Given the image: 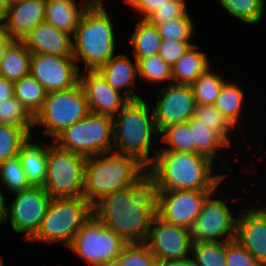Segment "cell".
Returning <instances> with one entry per match:
<instances>
[{
    "label": "cell",
    "instance_id": "1",
    "mask_svg": "<svg viewBox=\"0 0 266 266\" xmlns=\"http://www.w3.org/2000/svg\"><path fill=\"white\" fill-rule=\"evenodd\" d=\"M158 187L146 170L129 187L106 195L93 206V214L127 244L145 243L157 215Z\"/></svg>",
    "mask_w": 266,
    "mask_h": 266
},
{
    "label": "cell",
    "instance_id": "2",
    "mask_svg": "<svg viewBox=\"0 0 266 266\" xmlns=\"http://www.w3.org/2000/svg\"><path fill=\"white\" fill-rule=\"evenodd\" d=\"M215 165L198 153L158 151L146 170L155 178L158 190H217L228 173L218 174L222 169Z\"/></svg>",
    "mask_w": 266,
    "mask_h": 266
},
{
    "label": "cell",
    "instance_id": "3",
    "mask_svg": "<svg viewBox=\"0 0 266 266\" xmlns=\"http://www.w3.org/2000/svg\"><path fill=\"white\" fill-rule=\"evenodd\" d=\"M148 101V102H147ZM130 100L113 117V152L134 157L146 169L154 162L159 132L151 102Z\"/></svg>",
    "mask_w": 266,
    "mask_h": 266
},
{
    "label": "cell",
    "instance_id": "4",
    "mask_svg": "<svg viewBox=\"0 0 266 266\" xmlns=\"http://www.w3.org/2000/svg\"><path fill=\"white\" fill-rule=\"evenodd\" d=\"M111 17L104 0H94L84 11L72 35L73 57L80 72L98 70L117 54V30Z\"/></svg>",
    "mask_w": 266,
    "mask_h": 266
},
{
    "label": "cell",
    "instance_id": "5",
    "mask_svg": "<svg viewBox=\"0 0 266 266\" xmlns=\"http://www.w3.org/2000/svg\"><path fill=\"white\" fill-rule=\"evenodd\" d=\"M145 171L134 157L113 151L87 157L83 197L94 206L106 195L129 187Z\"/></svg>",
    "mask_w": 266,
    "mask_h": 266
},
{
    "label": "cell",
    "instance_id": "6",
    "mask_svg": "<svg viewBox=\"0 0 266 266\" xmlns=\"http://www.w3.org/2000/svg\"><path fill=\"white\" fill-rule=\"evenodd\" d=\"M93 214V206L82 196L51 198L36 234L29 242L53 245L72 244L77 231Z\"/></svg>",
    "mask_w": 266,
    "mask_h": 266
},
{
    "label": "cell",
    "instance_id": "7",
    "mask_svg": "<svg viewBox=\"0 0 266 266\" xmlns=\"http://www.w3.org/2000/svg\"><path fill=\"white\" fill-rule=\"evenodd\" d=\"M89 113V104L80 83L66 90L49 92L41 110L33 118L34 131L37 126L43 127L41 136L45 135L52 141L64 129L84 119Z\"/></svg>",
    "mask_w": 266,
    "mask_h": 266
},
{
    "label": "cell",
    "instance_id": "8",
    "mask_svg": "<svg viewBox=\"0 0 266 266\" xmlns=\"http://www.w3.org/2000/svg\"><path fill=\"white\" fill-rule=\"evenodd\" d=\"M58 148L84 157L113 151V117L89 113L64 129L53 140Z\"/></svg>",
    "mask_w": 266,
    "mask_h": 266
},
{
    "label": "cell",
    "instance_id": "9",
    "mask_svg": "<svg viewBox=\"0 0 266 266\" xmlns=\"http://www.w3.org/2000/svg\"><path fill=\"white\" fill-rule=\"evenodd\" d=\"M126 244L92 214L77 231L68 249L84 262L85 266H101L117 260Z\"/></svg>",
    "mask_w": 266,
    "mask_h": 266
},
{
    "label": "cell",
    "instance_id": "10",
    "mask_svg": "<svg viewBox=\"0 0 266 266\" xmlns=\"http://www.w3.org/2000/svg\"><path fill=\"white\" fill-rule=\"evenodd\" d=\"M86 157L49 143L47 176L43 188L52 198L83 196V175Z\"/></svg>",
    "mask_w": 266,
    "mask_h": 266
},
{
    "label": "cell",
    "instance_id": "11",
    "mask_svg": "<svg viewBox=\"0 0 266 266\" xmlns=\"http://www.w3.org/2000/svg\"><path fill=\"white\" fill-rule=\"evenodd\" d=\"M14 198L8 203L4 198L3 224L10 225L14 234H24L22 237L29 241L38 231L51 196L40 186H31L27 189L10 195Z\"/></svg>",
    "mask_w": 266,
    "mask_h": 266
},
{
    "label": "cell",
    "instance_id": "12",
    "mask_svg": "<svg viewBox=\"0 0 266 266\" xmlns=\"http://www.w3.org/2000/svg\"><path fill=\"white\" fill-rule=\"evenodd\" d=\"M222 186L224 187V183L204 201L201 212L190 229L193 242L229 241L235 238L240 210L232 211V206L228 204L229 198L224 200L223 192H220Z\"/></svg>",
    "mask_w": 266,
    "mask_h": 266
},
{
    "label": "cell",
    "instance_id": "13",
    "mask_svg": "<svg viewBox=\"0 0 266 266\" xmlns=\"http://www.w3.org/2000/svg\"><path fill=\"white\" fill-rule=\"evenodd\" d=\"M158 97L152 105L155 125L160 133L165 127L186 123L196 109L191 85L169 84L157 89Z\"/></svg>",
    "mask_w": 266,
    "mask_h": 266
},
{
    "label": "cell",
    "instance_id": "14",
    "mask_svg": "<svg viewBox=\"0 0 266 266\" xmlns=\"http://www.w3.org/2000/svg\"><path fill=\"white\" fill-rule=\"evenodd\" d=\"M215 190H158L157 216L191 229L204 201Z\"/></svg>",
    "mask_w": 266,
    "mask_h": 266
},
{
    "label": "cell",
    "instance_id": "15",
    "mask_svg": "<svg viewBox=\"0 0 266 266\" xmlns=\"http://www.w3.org/2000/svg\"><path fill=\"white\" fill-rule=\"evenodd\" d=\"M192 242L190 229L167 223L156 215L145 244L157 261H165L191 257Z\"/></svg>",
    "mask_w": 266,
    "mask_h": 266
},
{
    "label": "cell",
    "instance_id": "16",
    "mask_svg": "<svg viewBox=\"0 0 266 266\" xmlns=\"http://www.w3.org/2000/svg\"><path fill=\"white\" fill-rule=\"evenodd\" d=\"M30 75L37 79L49 93L77 85L80 70L74 57L32 53Z\"/></svg>",
    "mask_w": 266,
    "mask_h": 266
},
{
    "label": "cell",
    "instance_id": "17",
    "mask_svg": "<svg viewBox=\"0 0 266 266\" xmlns=\"http://www.w3.org/2000/svg\"><path fill=\"white\" fill-rule=\"evenodd\" d=\"M234 239L266 266V208L259 201L240 208Z\"/></svg>",
    "mask_w": 266,
    "mask_h": 266
},
{
    "label": "cell",
    "instance_id": "18",
    "mask_svg": "<svg viewBox=\"0 0 266 266\" xmlns=\"http://www.w3.org/2000/svg\"><path fill=\"white\" fill-rule=\"evenodd\" d=\"M79 83L91 113L114 117L130 101L123 93L113 89L98 70L81 71Z\"/></svg>",
    "mask_w": 266,
    "mask_h": 266
},
{
    "label": "cell",
    "instance_id": "19",
    "mask_svg": "<svg viewBox=\"0 0 266 266\" xmlns=\"http://www.w3.org/2000/svg\"><path fill=\"white\" fill-rule=\"evenodd\" d=\"M98 71L113 89L123 93L129 100L143 98L136 92L138 88L136 79L139 78L138 62L134 57L131 60L127 52H118L101 66Z\"/></svg>",
    "mask_w": 266,
    "mask_h": 266
},
{
    "label": "cell",
    "instance_id": "20",
    "mask_svg": "<svg viewBox=\"0 0 266 266\" xmlns=\"http://www.w3.org/2000/svg\"><path fill=\"white\" fill-rule=\"evenodd\" d=\"M21 41L31 53L73 57L72 35L46 22L35 26Z\"/></svg>",
    "mask_w": 266,
    "mask_h": 266
},
{
    "label": "cell",
    "instance_id": "21",
    "mask_svg": "<svg viewBox=\"0 0 266 266\" xmlns=\"http://www.w3.org/2000/svg\"><path fill=\"white\" fill-rule=\"evenodd\" d=\"M7 35L22 40L35 26L45 20V0H26L3 10Z\"/></svg>",
    "mask_w": 266,
    "mask_h": 266
},
{
    "label": "cell",
    "instance_id": "22",
    "mask_svg": "<svg viewBox=\"0 0 266 266\" xmlns=\"http://www.w3.org/2000/svg\"><path fill=\"white\" fill-rule=\"evenodd\" d=\"M94 0H45L44 22L73 35L79 21Z\"/></svg>",
    "mask_w": 266,
    "mask_h": 266
},
{
    "label": "cell",
    "instance_id": "23",
    "mask_svg": "<svg viewBox=\"0 0 266 266\" xmlns=\"http://www.w3.org/2000/svg\"><path fill=\"white\" fill-rule=\"evenodd\" d=\"M187 123L190 127V131H192V153L204 155L214 162H216V160H221L219 167L223 172L228 170L229 172H234L232 167L228 168L226 166V161L229 157L224 158L225 163L222 162L223 159H220V157H223L221 153L225 150L227 151L228 148L230 149V146L217 133L210 130L194 116H192Z\"/></svg>",
    "mask_w": 266,
    "mask_h": 266
},
{
    "label": "cell",
    "instance_id": "24",
    "mask_svg": "<svg viewBox=\"0 0 266 266\" xmlns=\"http://www.w3.org/2000/svg\"><path fill=\"white\" fill-rule=\"evenodd\" d=\"M49 143L38 142L30 136L21 146L18 156L31 186H44L47 176Z\"/></svg>",
    "mask_w": 266,
    "mask_h": 266
},
{
    "label": "cell",
    "instance_id": "25",
    "mask_svg": "<svg viewBox=\"0 0 266 266\" xmlns=\"http://www.w3.org/2000/svg\"><path fill=\"white\" fill-rule=\"evenodd\" d=\"M200 49L195 43L171 67L173 84L191 85L212 66L208 53Z\"/></svg>",
    "mask_w": 266,
    "mask_h": 266
},
{
    "label": "cell",
    "instance_id": "26",
    "mask_svg": "<svg viewBox=\"0 0 266 266\" xmlns=\"http://www.w3.org/2000/svg\"><path fill=\"white\" fill-rule=\"evenodd\" d=\"M228 80L220 90L216 99L215 108L237 128H243L241 125V120L243 121V119L241 117L244 116L243 112L246 110L243 107L245 108L244 103H246L245 98L247 97V92L245 93L243 90L245 88H242L239 83L237 84L235 81Z\"/></svg>",
    "mask_w": 266,
    "mask_h": 266
},
{
    "label": "cell",
    "instance_id": "27",
    "mask_svg": "<svg viewBox=\"0 0 266 266\" xmlns=\"http://www.w3.org/2000/svg\"><path fill=\"white\" fill-rule=\"evenodd\" d=\"M31 52L20 40H14L0 62V76L15 82L30 74Z\"/></svg>",
    "mask_w": 266,
    "mask_h": 266
},
{
    "label": "cell",
    "instance_id": "28",
    "mask_svg": "<svg viewBox=\"0 0 266 266\" xmlns=\"http://www.w3.org/2000/svg\"><path fill=\"white\" fill-rule=\"evenodd\" d=\"M135 23L134 32L128 39L132 46V56L138 62L141 58L158 54L162 38L157 27L147 20L138 19Z\"/></svg>",
    "mask_w": 266,
    "mask_h": 266
},
{
    "label": "cell",
    "instance_id": "29",
    "mask_svg": "<svg viewBox=\"0 0 266 266\" xmlns=\"http://www.w3.org/2000/svg\"><path fill=\"white\" fill-rule=\"evenodd\" d=\"M13 91L16 99L34 118L41 110L47 92L40 82L32 75H27L13 82Z\"/></svg>",
    "mask_w": 266,
    "mask_h": 266
},
{
    "label": "cell",
    "instance_id": "30",
    "mask_svg": "<svg viewBox=\"0 0 266 266\" xmlns=\"http://www.w3.org/2000/svg\"><path fill=\"white\" fill-rule=\"evenodd\" d=\"M227 15L253 26L266 17V0H218Z\"/></svg>",
    "mask_w": 266,
    "mask_h": 266
},
{
    "label": "cell",
    "instance_id": "31",
    "mask_svg": "<svg viewBox=\"0 0 266 266\" xmlns=\"http://www.w3.org/2000/svg\"><path fill=\"white\" fill-rule=\"evenodd\" d=\"M220 73L210 66L191 84L196 104L215 105L220 90L227 81V77Z\"/></svg>",
    "mask_w": 266,
    "mask_h": 266
},
{
    "label": "cell",
    "instance_id": "32",
    "mask_svg": "<svg viewBox=\"0 0 266 266\" xmlns=\"http://www.w3.org/2000/svg\"><path fill=\"white\" fill-rule=\"evenodd\" d=\"M138 76L139 82L141 80L151 87L155 85L154 87L159 88L163 83L164 86L173 83L171 66L158 54L141 58L138 61Z\"/></svg>",
    "mask_w": 266,
    "mask_h": 266
},
{
    "label": "cell",
    "instance_id": "33",
    "mask_svg": "<svg viewBox=\"0 0 266 266\" xmlns=\"http://www.w3.org/2000/svg\"><path fill=\"white\" fill-rule=\"evenodd\" d=\"M194 117L204 123L213 132L217 133L230 147L233 145L231 137L238 128L230 122L215 105L197 104ZM232 134V135H231Z\"/></svg>",
    "mask_w": 266,
    "mask_h": 266
},
{
    "label": "cell",
    "instance_id": "34",
    "mask_svg": "<svg viewBox=\"0 0 266 266\" xmlns=\"http://www.w3.org/2000/svg\"><path fill=\"white\" fill-rule=\"evenodd\" d=\"M1 186H3L1 188ZM31 187L25 175L18 155L7 158L0 164V190L3 198L8 192L9 195ZM2 189H4L3 192Z\"/></svg>",
    "mask_w": 266,
    "mask_h": 266
},
{
    "label": "cell",
    "instance_id": "35",
    "mask_svg": "<svg viewBox=\"0 0 266 266\" xmlns=\"http://www.w3.org/2000/svg\"><path fill=\"white\" fill-rule=\"evenodd\" d=\"M193 266H226V241L192 242Z\"/></svg>",
    "mask_w": 266,
    "mask_h": 266
},
{
    "label": "cell",
    "instance_id": "36",
    "mask_svg": "<svg viewBox=\"0 0 266 266\" xmlns=\"http://www.w3.org/2000/svg\"><path fill=\"white\" fill-rule=\"evenodd\" d=\"M158 151H180L192 153V131L188 123L174 124L165 127L159 133ZM164 146V147H163Z\"/></svg>",
    "mask_w": 266,
    "mask_h": 266
},
{
    "label": "cell",
    "instance_id": "37",
    "mask_svg": "<svg viewBox=\"0 0 266 266\" xmlns=\"http://www.w3.org/2000/svg\"><path fill=\"white\" fill-rule=\"evenodd\" d=\"M0 124L23 128L30 136L33 133V117L27 112L15 96L0 102Z\"/></svg>",
    "mask_w": 266,
    "mask_h": 266
},
{
    "label": "cell",
    "instance_id": "38",
    "mask_svg": "<svg viewBox=\"0 0 266 266\" xmlns=\"http://www.w3.org/2000/svg\"><path fill=\"white\" fill-rule=\"evenodd\" d=\"M188 12L184 17L179 19L168 20L162 23H150L157 27L159 35L162 39L176 41H191L195 32V22L193 16Z\"/></svg>",
    "mask_w": 266,
    "mask_h": 266
},
{
    "label": "cell",
    "instance_id": "39",
    "mask_svg": "<svg viewBox=\"0 0 266 266\" xmlns=\"http://www.w3.org/2000/svg\"><path fill=\"white\" fill-rule=\"evenodd\" d=\"M29 137L23 128L0 124V164L7 158L17 155Z\"/></svg>",
    "mask_w": 266,
    "mask_h": 266
},
{
    "label": "cell",
    "instance_id": "40",
    "mask_svg": "<svg viewBox=\"0 0 266 266\" xmlns=\"http://www.w3.org/2000/svg\"><path fill=\"white\" fill-rule=\"evenodd\" d=\"M121 266H156L157 260L145 243L126 244L117 259Z\"/></svg>",
    "mask_w": 266,
    "mask_h": 266
},
{
    "label": "cell",
    "instance_id": "41",
    "mask_svg": "<svg viewBox=\"0 0 266 266\" xmlns=\"http://www.w3.org/2000/svg\"><path fill=\"white\" fill-rule=\"evenodd\" d=\"M188 3L185 0H168L158 7L146 20L149 23H162L172 19H179L188 13Z\"/></svg>",
    "mask_w": 266,
    "mask_h": 266
},
{
    "label": "cell",
    "instance_id": "42",
    "mask_svg": "<svg viewBox=\"0 0 266 266\" xmlns=\"http://www.w3.org/2000/svg\"><path fill=\"white\" fill-rule=\"evenodd\" d=\"M226 266H264L237 240L226 241Z\"/></svg>",
    "mask_w": 266,
    "mask_h": 266
},
{
    "label": "cell",
    "instance_id": "43",
    "mask_svg": "<svg viewBox=\"0 0 266 266\" xmlns=\"http://www.w3.org/2000/svg\"><path fill=\"white\" fill-rule=\"evenodd\" d=\"M192 45L194 42L162 39L158 55L172 67Z\"/></svg>",
    "mask_w": 266,
    "mask_h": 266
},
{
    "label": "cell",
    "instance_id": "44",
    "mask_svg": "<svg viewBox=\"0 0 266 266\" xmlns=\"http://www.w3.org/2000/svg\"><path fill=\"white\" fill-rule=\"evenodd\" d=\"M121 1V0H120ZM168 0H123L135 13L137 19L146 20L158 7L163 6Z\"/></svg>",
    "mask_w": 266,
    "mask_h": 266
},
{
    "label": "cell",
    "instance_id": "45",
    "mask_svg": "<svg viewBox=\"0 0 266 266\" xmlns=\"http://www.w3.org/2000/svg\"><path fill=\"white\" fill-rule=\"evenodd\" d=\"M13 96V82L0 76V102L6 101Z\"/></svg>",
    "mask_w": 266,
    "mask_h": 266
},
{
    "label": "cell",
    "instance_id": "46",
    "mask_svg": "<svg viewBox=\"0 0 266 266\" xmlns=\"http://www.w3.org/2000/svg\"><path fill=\"white\" fill-rule=\"evenodd\" d=\"M156 266H193L191 257L181 260L157 261Z\"/></svg>",
    "mask_w": 266,
    "mask_h": 266
},
{
    "label": "cell",
    "instance_id": "47",
    "mask_svg": "<svg viewBox=\"0 0 266 266\" xmlns=\"http://www.w3.org/2000/svg\"><path fill=\"white\" fill-rule=\"evenodd\" d=\"M14 40L10 37H7L1 44H0V62L4 56V53L7 47L13 42Z\"/></svg>",
    "mask_w": 266,
    "mask_h": 266
},
{
    "label": "cell",
    "instance_id": "48",
    "mask_svg": "<svg viewBox=\"0 0 266 266\" xmlns=\"http://www.w3.org/2000/svg\"><path fill=\"white\" fill-rule=\"evenodd\" d=\"M24 1L26 0H0V5H1L2 10H4L10 6L22 3Z\"/></svg>",
    "mask_w": 266,
    "mask_h": 266
},
{
    "label": "cell",
    "instance_id": "49",
    "mask_svg": "<svg viewBox=\"0 0 266 266\" xmlns=\"http://www.w3.org/2000/svg\"><path fill=\"white\" fill-rule=\"evenodd\" d=\"M8 37L4 19H0V44Z\"/></svg>",
    "mask_w": 266,
    "mask_h": 266
},
{
    "label": "cell",
    "instance_id": "50",
    "mask_svg": "<svg viewBox=\"0 0 266 266\" xmlns=\"http://www.w3.org/2000/svg\"><path fill=\"white\" fill-rule=\"evenodd\" d=\"M3 207H4V198L0 190V225L3 223Z\"/></svg>",
    "mask_w": 266,
    "mask_h": 266
},
{
    "label": "cell",
    "instance_id": "51",
    "mask_svg": "<svg viewBox=\"0 0 266 266\" xmlns=\"http://www.w3.org/2000/svg\"><path fill=\"white\" fill-rule=\"evenodd\" d=\"M101 266H121L120 262L118 260L109 261L105 264H102Z\"/></svg>",
    "mask_w": 266,
    "mask_h": 266
},
{
    "label": "cell",
    "instance_id": "52",
    "mask_svg": "<svg viewBox=\"0 0 266 266\" xmlns=\"http://www.w3.org/2000/svg\"><path fill=\"white\" fill-rule=\"evenodd\" d=\"M2 18H3V10H2L1 5H0V19H2Z\"/></svg>",
    "mask_w": 266,
    "mask_h": 266
},
{
    "label": "cell",
    "instance_id": "53",
    "mask_svg": "<svg viewBox=\"0 0 266 266\" xmlns=\"http://www.w3.org/2000/svg\"><path fill=\"white\" fill-rule=\"evenodd\" d=\"M0 266H5V264H4V258L0 261Z\"/></svg>",
    "mask_w": 266,
    "mask_h": 266
},
{
    "label": "cell",
    "instance_id": "54",
    "mask_svg": "<svg viewBox=\"0 0 266 266\" xmlns=\"http://www.w3.org/2000/svg\"><path fill=\"white\" fill-rule=\"evenodd\" d=\"M260 202H261V204L266 208V204H265V203L263 204V202H262L261 200H260Z\"/></svg>",
    "mask_w": 266,
    "mask_h": 266
}]
</instances>
